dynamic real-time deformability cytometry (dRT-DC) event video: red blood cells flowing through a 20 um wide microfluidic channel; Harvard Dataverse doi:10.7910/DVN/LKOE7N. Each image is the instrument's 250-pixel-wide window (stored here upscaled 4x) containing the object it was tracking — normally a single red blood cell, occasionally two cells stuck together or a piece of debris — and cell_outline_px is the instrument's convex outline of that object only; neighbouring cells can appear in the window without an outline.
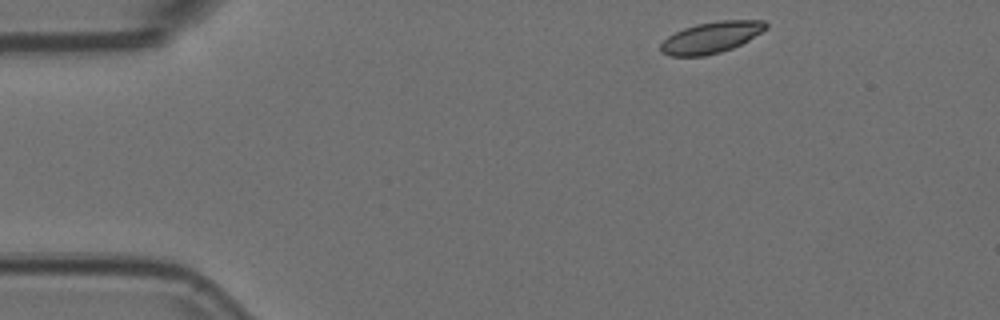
{"species": "Egyptian fruit bat (a non-hibernating species)", "species_latin": "Rousettus aegyptiacus", "temperature_condition": "room temperature", "stored_images_in_passage": 39, "camera_frame_rate_fps": 3000, "um_per_image_px": 0.085, "animal": {"sex": "female"}, "frame": {"image": 1, "passage_image": 1, "time_ms": 0.0, "image_size_px": [1000, 320], "cell_outline_px": [[768, 28], [748, 40], [732, 48], [720, 52], [704, 56], [668, 56], [660, 52], [660, 44], [668, 36], [684, 28], [696, 24], [720, 20], [764, 20], [768, 24]], "centroid_in_image_um": [60.44, 3.18], "position_along_channel_um": 24.6, "area_um2": 19.19}}
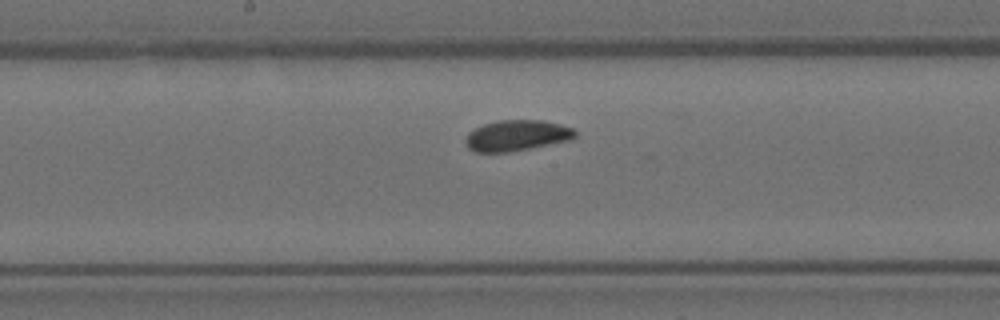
{"frame": {"image": 2, "passage_image": 22, "time_ms": 7.0, "image_size_px": [1000, 320], "cell_outline_px": [[576, 136], [568, 140], [508, 152], [476, 152], [468, 148], [464, 144], [464, 140], [468, 132], [484, 124], [496, 120], [544, 120], [560, 124], [572, 128], [576, 132]], "centroid_in_image_um": [43.87, 11.51], "position_along_channel_um": 204.3, "area_um2": 19.59}}
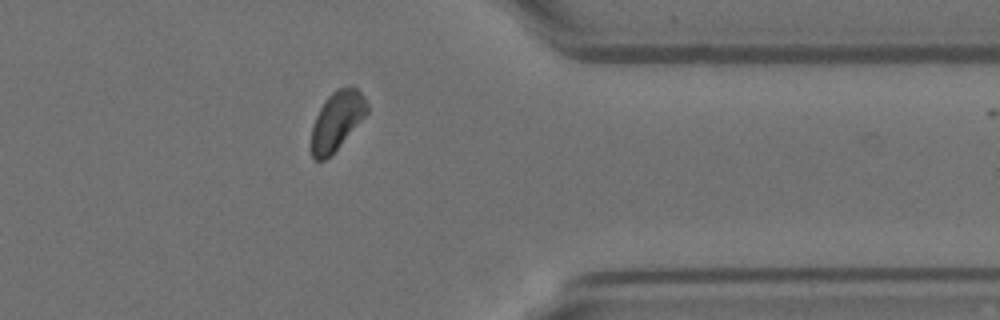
{"frame": {"image": 3, "passage_image": 38, "time_ms": 12.333, "image_size_px": [1000, 320], "cell_outline_px": [[368, 112], [336, 148], [324, 160], [316, 160], [312, 156], [312, 128], [316, 116], [324, 100], [332, 92], [348, 84], [356, 88], [364, 96], [368, 104]], "centroid_in_image_um": [28.64, 10.19], "position_along_channel_um": 382.8, "area_um2": 18.55}}